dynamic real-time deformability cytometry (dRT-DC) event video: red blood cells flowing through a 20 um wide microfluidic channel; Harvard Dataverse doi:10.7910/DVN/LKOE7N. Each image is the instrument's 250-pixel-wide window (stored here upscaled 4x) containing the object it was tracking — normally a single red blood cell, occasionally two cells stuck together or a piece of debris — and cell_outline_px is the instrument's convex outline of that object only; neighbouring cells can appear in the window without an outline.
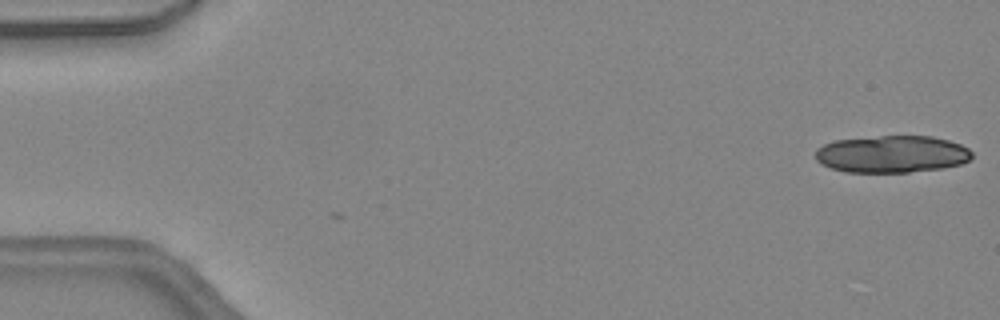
{"species": "common noctule bat (a hibernating species)", "species_latin": "Nyctalus noctula", "temperature_condition": "warm", "stored_images_in_passage": 2, "camera_frame_rate_fps": 3000, "um_per_image_px": 0.085, "animal": {"sex": "female", "body_mass_g": 24.6, "forearm_length_mm": 56.2}, "frame": {"image": 1, "passage_image": 1, "time_ms": 0.0, "image_size_px": [1000, 320], "cell_outline_px": [[972, 156], [968, 160], [960, 164], [940, 168], [908, 172], [844, 172], [820, 164], [816, 160], [816, 148], [824, 144], [836, 140], [880, 136], [932, 136], [948, 140], [960, 144], [968, 148], [972, 152]], "centroid_in_image_um": [75.79, 13.1], "position_along_channel_um": 9.2, "area_um2": 33.81}}